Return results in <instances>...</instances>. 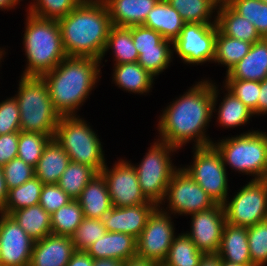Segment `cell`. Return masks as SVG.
<instances>
[{
    "instance_id": "cell-1",
    "label": "cell",
    "mask_w": 267,
    "mask_h": 266,
    "mask_svg": "<svg viewBox=\"0 0 267 266\" xmlns=\"http://www.w3.org/2000/svg\"><path fill=\"white\" fill-rule=\"evenodd\" d=\"M172 102L160 115L158 140L178 149L191 141L195 142L194 147L212 145L214 142L205 134L213 116L212 80L196 82Z\"/></svg>"
},
{
    "instance_id": "cell-2",
    "label": "cell",
    "mask_w": 267,
    "mask_h": 266,
    "mask_svg": "<svg viewBox=\"0 0 267 266\" xmlns=\"http://www.w3.org/2000/svg\"><path fill=\"white\" fill-rule=\"evenodd\" d=\"M57 21L67 56L90 57L101 61L113 26L103 0H83Z\"/></svg>"
},
{
    "instance_id": "cell-3",
    "label": "cell",
    "mask_w": 267,
    "mask_h": 266,
    "mask_svg": "<svg viewBox=\"0 0 267 266\" xmlns=\"http://www.w3.org/2000/svg\"><path fill=\"white\" fill-rule=\"evenodd\" d=\"M101 62L90 57L67 56L53 70L42 75L54 109L61 116L77 115L76 110L99 81Z\"/></svg>"
},
{
    "instance_id": "cell-4",
    "label": "cell",
    "mask_w": 267,
    "mask_h": 266,
    "mask_svg": "<svg viewBox=\"0 0 267 266\" xmlns=\"http://www.w3.org/2000/svg\"><path fill=\"white\" fill-rule=\"evenodd\" d=\"M23 38L27 66L22 76H42L67 57L57 20L27 12Z\"/></svg>"
},
{
    "instance_id": "cell-5",
    "label": "cell",
    "mask_w": 267,
    "mask_h": 266,
    "mask_svg": "<svg viewBox=\"0 0 267 266\" xmlns=\"http://www.w3.org/2000/svg\"><path fill=\"white\" fill-rule=\"evenodd\" d=\"M17 104L20 110V130L37 132L54 138L61 115L54 109L49 89L42 76H22Z\"/></svg>"
},
{
    "instance_id": "cell-6",
    "label": "cell",
    "mask_w": 267,
    "mask_h": 266,
    "mask_svg": "<svg viewBox=\"0 0 267 266\" xmlns=\"http://www.w3.org/2000/svg\"><path fill=\"white\" fill-rule=\"evenodd\" d=\"M222 156L225 166L253 180L267 179V133L249 131L213 143ZM227 164V165H226Z\"/></svg>"
},
{
    "instance_id": "cell-7",
    "label": "cell",
    "mask_w": 267,
    "mask_h": 266,
    "mask_svg": "<svg viewBox=\"0 0 267 266\" xmlns=\"http://www.w3.org/2000/svg\"><path fill=\"white\" fill-rule=\"evenodd\" d=\"M54 138L67 152L70 161L88 165L97 173L106 166L99 137L79 116H61Z\"/></svg>"
},
{
    "instance_id": "cell-8",
    "label": "cell",
    "mask_w": 267,
    "mask_h": 266,
    "mask_svg": "<svg viewBox=\"0 0 267 266\" xmlns=\"http://www.w3.org/2000/svg\"><path fill=\"white\" fill-rule=\"evenodd\" d=\"M177 150L178 148L157 139L141 163L133 165L142 193L156 206H160L164 201L170 179L179 169L174 167L171 160V154Z\"/></svg>"
},
{
    "instance_id": "cell-9",
    "label": "cell",
    "mask_w": 267,
    "mask_h": 266,
    "mask_svg": "<svg viewBox=\"0 0 267 266\" xmlns=\"http://www.w3.org/2000/svg\"><path fill=\"white\" fill-rule=\"evenodd\" d=\"M192 165L181 167L198 183L216 204L229 200L226 166L216 147L212 145L195 147ZM228 198V199H227Z\"/></svg>"
},
{
    "instance_id": "cell-10",
    "label": "cell",
    "mask_w": 267,
    "mask_h": 266,
    "mask_svg": "<svg viewBox=\"0 0 267 266\" xmlns=\"http://www.w3.org/2000/svg\"><path fill=\"white\" fill-rule=\"evenodd\" d=\"M223 204L226 222L251 227L267 219V179L250 180Z\"/></svg>"
},
{
    "instance_id": "cell-11",
    "label": "cell",
    "mask_w": 267,
    "mask_h": 266,
    "mask_svg": "<svg viewBox=\"0 0 267 266\" xmlns=\"http://www.w3.org/2000/svg\"><path fill=\"white\" fill-rule=\"evenodd\" d=\"M166 199L167 202H165ZM163 203H168V207L166 209L160 208L174 215H191L216 205L209 194L181 167L170 179L161 205H164Z\"/></svg>"
},
{
    "instance_id": "cell-12",
    "label": "cell",
    "mask_w": 267,
    "mask_h": 266,
    "mask_svg": "<svg viewBox=\"0 0 267 266\" xmlns=\"http://www.w3.org/2000/svg\"><path fill=\"white\" fill-rule=\"evenodd\" d=\"M170 216L171 214L163 211L160 206L153 210L137 238L136 256L162 265L176 236Z\"/></svg>"
},
{
    "instance_id": "cell-13",
    "label": "cell",
    "mask_w": 267,
    "mask_h": 266,
    "mask_svg": "<svg viewBox=\"0 0 267 266\" xmlns=\"http://www.w3.org/2000/svg\"><path fill=\"white\" fill-rule=\"evenodd\" d=\"M216 24L185 23L173 42V51L187 64L198 65L214 61Z\"/></svg>"
},
{
    "instance_id": "cell-14",
    "label": "cell",
    "mask_w": 267,
    "mask_h": 266,
    "mask_svg": "<svg viewBox=\"0 0 267 266\" xmlns=\"http://www.w3.org/2000/svg\"><path fill=\"white\" fill-rule=\"evenodd\" d=\"M119 160L109 169L106 165L101 173L105 177L107 189L113 207H128L139 204H154L149 202L141 191L136 169L133 163Z\"/></svg>"
},
{
    "instance_id": "cell-15",
    "label": "cell",
    "mask_w": 267,
    "mask_h": 266,
    "mask_svg": "<svg viewBox=\"0 0 267 266\" xmlns=\"http://www.w3.org/2000/svg\"><path fill=\"white\" fill-rule=\"evenodd\" d=\"M35 241L10 215L0 212L2 266H29Z\"/></svg>"
},
{
    "instance_id": "cell-16",
    "label": "cell",
    "mask_w": 267,
    "mask_h": 266,
    "mask_svg": "<svg viewBox=\"0 0 267 266\" xmlns=\"http://www.w3.org/2000/svg\"><path fill=\"white\" fill-rule=\"evenodd\" d=\"M190 232L186 235L203 254L219 251L223 227L226 223L224 206L216 204L210 209L191 214Z\"/></svg>"
},
{
    "instance_id": "cell-17",
    "label": "cell",
    "mask_w": 267,
    "mask_h": 266,
    "mask_svg": "<svg viewBox=\"0 0 267 266\" xmlns=\"http://www.w3.org/2000/svg\"><path fill=\"white\" fill-rule=\"evenodd\" d=\"M156 207L155 204L112 207L101 220L106 231L129 234L137 239Z\"/></svg>"
},
{
    "instance_id": "cell-18",
    "label": "cell",
    "mask_w": 267,
    "mask_h": 266,
    "mask_svg": "<svg viewBox=\"0 0 267 266\" xmlns=\"http://www.w3.org/2000/svg\"><path fill=\"white\" fill-rule=\"evenodd\" d=\"M75 251L70 236L49 234L35 241L29 266H67Z\"/></svg>"
},
{
    "instance_id": "cell-19",
    "label": "cell",
    "mask_w": 267,
    "mask_h": 266,
    "mask_svg": "<svg viewBox=\"0 0 267 266\" xmlns=\"http://www.w3.org/2000/svg\"><path fill=\"white\" fill-rule=\"evenodd\" d=\"M137 239L132 235L107 231L104 236L85 251L93 259H117L125 261L136 256Z\"/></svg>"
},
{
    "instance_id": "cell-20",
    "label": "cell",
    "mask_w": 267,
    "mask_h": 266,
    "mask_svg": "<svg viewBox=\"0 0 267 266\" xmlns=\"http://www.w3.org/2000/svg\"><path fill=\"white\" fill-rule=\"evenodd\" d=\"M267 77V38L253 43L247 55L227 73L226 79L263 81Z\"/></svg>"
},
{
    "instance_id": "cell-21",
    "label": "cell",
    "mask_w": 267,
    "mask_h": 266,
    "mask_svg": "<svg viewBox=\"0 0 267 266\" xmlns=\"http://www.w3.org/2000/svg\"><path fill=\"white\" fill-rule=\"evenodd\" d=\"M218 7L216 25L223 35L252 44L262 39L254 24L239 15L225 0H221Z\"/></svg>"
},
{
    "instance_id": "cell-22",
    "label": "cell",
    "mask_w": 267,
    "mask_h": 266,
    "mask_svg": "<svg viewBox=\"0 0 267 266\" xmlns=\"http://www.w3.org/2000/svg\"><path fill=\"white\" fill-rule=\"evenodd\" d=\"M76 200L86 218L101 220L113 207L105 177L101 172L95 174Z\"/></svg>"
},
{
    "instance_id": "cell-23",
    "label": "cell",
    "mask_w": 267,
    "mask_h": 266,
    "mask_svg": "<svg viewBox=\"0 0 267 266\" xmlns=\"http://www.w3.org/2000/svg\"><path fill=\"white\" fill-rule=\"evenodd\" d=\"M112 24L120 27L143 25L148 13L159 0H103Z\"/></svg>"
},
{
    "instance_id": "cell-24",
    "label": "cell",
    "mask_w": 267,
    "mask_h": 266,
    "mask_svg": "<svg viewBox=\"0 0 267 266\" xmlns=\"http://www.w3.org/2000/svg\"><path fill=\"white\" fill-rule=\"evenodd\" d=\"M221 260L240 265H253L248 246L247 227L225 223L217 253Z\"/></svg>"
},
{
    "instance_id": "cell-25",
    "label": "cell",
    "mask_w": 267,
    "mask_h": 266,
    "mask_svg": "<svg viewBox=\"0 0 267 266\" xmlns=\"http://www.w3.org/2000/svg\"><path fill=\"white\" fill-rule=\"evenodd\" d=\"M69 163L70 159L67 152L55 138H51L34 168L35 176L43 184H57Z\"/></svg>"
},
{
    "instance_id": "cell-26",
    "label": "cell",
    "mask_w": 267,
    "mask_h": 266,
    "mask_svg": "<svg viewBox=\"0 0 267 266\" xmlns=\"http://www.w3.org/2000/svg\"><path fill=\"white\" fill-rule=\"evenodd\" d=\"M185 22L167 0H159L148 13L144 26L160 33L172 42L179 36Z\"/></svg>"
},
{
    "instance_id": "cell-27",
    "label": "cell",
    "mask_w": 267,
    "mask_h": 266,
    "mask_svg": "<svg viewBox=\"0 0 267 266\" xmlns=\"http://www.w3.org/2000/svg\"><path fill=\"white\" fill-rule=\"evenodd\" d=\"M226 95L224 96L219 108L216 111L217 98L220 94L217 85L213 83V111L217 112V122L224 128H235L247 124L252 116L253 111L248 108L240 99L231 93L225 86Z\"/></svg>"
},
{
    "instance_id": "cell-28",
    "label": "cell",
    "mask_w": 267,
    "mask_h": 266,
    "mask_svg": "<svg viewBox=\"0 0 267 266\" xmlns=\"http://www.w3.org/2000/svg\"><path fill=\"white\" fill-rule=\"evenodd\" d=\"M114 83L126 92L143 94L150 92L153 80L156 79L138 62L114 64Z\"/></svg>"
},
{
    "instance_id": "cell-29",
    "label": "cell",
    "mask_w": 267,
    "mask_h": 266,
    "mask_svg": "<svg viewBox=\"0 0 267 266\" xmlns=\"http://www.w3.org/2000/svg\"><path fill=\"white\" fill-rule=\"evenodd\" d=\"M10 216L34 241L52 234L51 215L40 204L13 211Z\"/></svg>"
},
{
    "instance_id": "cell-30",
    "label": "cell",
    "mask_w": 267,
    "mask_h": 266,
    "mask_svg": "<svg viewBox=\"0 0 267 266\" xmlns=\"http://www.w3.org/2000/svg\"><path fill=\"white\" fill-rule=\"evenodd\" d=\"M109 49H113L112 51L115 57L114 64L138 62L139 53L134 46L132 38V26L120 27L113 25L110 30L101 60L104 58L105 53Z\"/></svg>"
},
{
    "instance_id": "cell-31",
    "label": "cell",
    "mask_w": 267,
    "mask_h": 266,
    "mask_svg": "<svg viewBox=\"0 0 267 266\" xmlns=\"http://www.w3.org/2000/svg\"><path fill=\"white\" fill-rule=\"evenodd\" d=\"M221 0H167L178 11L185 23L216 24L214 10L217 11Z\"/></svg>"
},
{
    "instance_id": "cell-32",
    "label": "cell",
    "mask_w": 267,
    "mask_h": 266,
    "mask_svg": "<svg viewBox=\"0 0 267 266\" xmlns=\"http://www.w3.org/2000/svg\"><path fill=\"white\" fill-rule=\"evenodd\" d=\"M252 43L223 35L217 28L214 61L226 66V73L250 51Z\"/></svg>"
},
{
    "instance_id": "cell-33",
    "label": "cell",
    "mask_w": 267,
    "mask_h": 266,
    "mask_svg": "<svg viewBox=\"0 0 267 266\" xmlns=\"http://www.w3.org/2000/svg\"><path fill=\"white\" fill-rule=\"evenodd\" d=\"M43 183L32 177L24 184L8 190V197L2 213L10 215L13 211L38 205Z\"/></svg>"
},
{
    "instance_id": "cell-34",
    "label": "cell",
    "mask_w": 267,
    "mask_h": 266,
    "mask_svg": "<svg viewBox=\"0 0 267 266\" xmlns=\"http://www.w3.org/2000/svg\"><path fill=\"white\" fill-rule=\"evenodd\" d=\"M203 253L185 233L174 237L161 266H198Z\"/></svg>"
},
{
    "instance_id": "cell-35",
    "label": "cell",
    "mask_w": 267,
    "mask_h": 266,
    "mask_svg": "<svg viewBox=\"0 0 267 266\" xmlns=\"http://www.w3.org/2000/svg\"><path fill=\"white\" fill-rule=\"evenodd\" d=\"M97 172L90 166L70 161L57 185L73 200H76Z\"/></svg>"
},
{
    "instance_id": "cell-36",
    "label": "cell",
    "mask_w": 267,
    "mask_h": 266,
    "mask_svg": "<svg viewBox=\"0 0 267 266\" xmlns=\"http://www.w3.org/2000/svg\"><path fill=\"white\" fill-rule=\"evenodd\" d=\"M84 219L83 210L77 200L51 214V232L55 235L72 236Z\"/></svg>"
},
{
    "instance_id": "cell-37",
    "label": "cell",
    "mask_w": 267,
    "mask_h": 266,
    "mask_svg": "<svg viewBox=\"0 0 267 266\" xmlns=\"http://www.w3.org/2000/svg\"><path fill=\"white\" fill-rule=\"evenodd\" d=\"M239 15L252 22L262 38H267V3L259 0H225Z\"/></svg>"
},
{
    "instance_id": "cell-38",
    "label": "cell",
    "mask_w": 267,
    "mask_h": 266,
    "mask_svg": "<svg viewBox=\"0 0 267 266\" xmlns=\"http://www.w3.org/2000/svg\"><path fill=\"white\" fill-rule=\"evenodd\" d=\"M50 139L46 134L20 131L17 157L35 168Z\"/></svg>"
},
{
    "instance_id": "cell-39",
    "label": "cell",
    "mask_w": 267,
    "mask_h": 266,
    "mask_svg": "<svg viewBox=\"0 0 267 266\" xmlns=\"http://www.w3.org/2000/svg\"><path fill=\"white\" fill-rule=\"evenodd\" d=\"M27 12L52 20H59L74 10L83 0H33Z\"/></svg>"
},
{
    "instance_id": "cell-40",
    "label": "cell",
    "mask_w": 267,
    "mask_h": 266,
    "mask_svg": "<svg viewBox=\"0 0 267 266\" xmlns=\"http://www.w3.org/2000/svg\"><path fill=\"white\" fill-rule=\"evenodd\" d=\"M171 45H157V49L140 50L138 63L156 77L168 68L172 61L173 50Z\"/></svg>"
},
{
    "instance_id": "cell-41",
    "label": "cell",
    "mask_w": 267,
    "mask_h": 266,
    "mask_svg": "<svg viewBox=\"0 0 267 266\" xmlns=\"http://www.w3.org/2000/svg\"><path fill=\"white\" fill-rule=\"evenodd\" d=\"M106 232L102 220L84 217L81 224L76 228L75 233L71 236L74 249L86 251Z\"/></svg>"
},
{
    "instance_id": "cell-42",
    "label": "cell",
    "mask_w": 267,
    "mask_h": 266,
    "mask_svg": "<svg viewBox=\"0 0 267 266\" xmlns=\"http://www.w3.org/2000/svg\"><path fill=\"white\" fill-rule=\"evenodd\" d=\"M248 246L253 266L267 263V219L247 227Z\"/></svg>"
},
{
    "instance_id": "cell-43",
    "label": "cell",
    "mask_w": 267,
    "mask_h": 266,
    "mask_svg": "<svg viewBox=\"0 0 267 266\" xmlns=\"http://www.w3.org/2000/svg\"><path fill=\"white\" fill-rule=\"evenodd\" d=\"M224 86L240 99L254 115H257V102L260 93V82L253 80L226 79Z\"/></svg>"
},
{
    "instance_id": "cell-44",
    "label": "cell",
    "mask_w": 267,
    "mask_h": 266,
    "mask_svg": "<svg viewBox=\"0 0 267 266\" xmlns=\"http://www.w3.org/2000/svg\"><path fill=\"white\" fill-rule=\"evenodd\" d=\"M2 168L8 190L24 184L35 176L34 167L19 157H15Z\"/></svg>"
},
{
    "instance_id": "cell-45",
    "label": "cell",
    "mask_w": 267,
    "mask_h": 266,
    "mask_svg": "<svg viewBox=\"0 0 267 266\" xmlns=\"http://www.w3.org/2000/svg\"><path fill=\"white\" fill-rule=\"evenodd\" d=\"M132 38L138 53L140 50L157 49V45H172L173 47L172 41L144 25L132 26Z\"/></svg>"
},
{
    "instance_id": "cell-46",
    "label": "cell",
    "mask_w": 267,
    "mask_h": 266,
    "mask_svg": "<svg viewBox=\"0 0 267 266\" xmlns=\"http://www.w3.org/2000/svg\"><path fill=\"white\" fill-rule=\"evenodd\" d=\"M20 110L15 97L0 102V135L20 132Z\"/></svg>"
},
{
    "instance_id": "cell-47",
    "label": "cell",
    "mask_w": 267,
    "mask_h": 266,
    "mask_svg": "<svg viewBox=\"0 0 267 266\" xmlns=\"http://www.w3.org/2000/svg\"><path fill=\"white\" fill-rule=\"evenodd\" d=\"M70 198L57 184H43L39 199L41 207L50 215L67 205Z\"/></svg>"
},
{
    "instance_id": "cell-48",
    "label": "cell",
    "mask_w": 267,
    "mask_h": 266,
    "mask_svg": "<svg viewBox=\"0 0 267 266\" xmlns=\"http://www.w3.org/2000/svg\"><path fill=\"white\" fill-rule=\"evenodd\" d=\"M19 132L0 135V167H3L18 154Z\"/></svg>"
},
{
    "instance_id": "cell-49",
    "label": "cell",
    "mask_w": 267,
    "mask_h": 266,
    "mask_svg": "<svg viewBox=\"0 0 267 266\" xmlns=\"http://www.w3.org/2000/svg\"><path fill=\"white\" fill-rule=\"evenodd\" d=\"M67 266H93V258L85 251H75Z\"/></svg>"
},
{
    "instance_id": "cell-50",
    "label": "cell",
    "mask_w": 267,
    "mask_h": 266,
    "mask_svg": "<svg viewBox=\"0 0 267 266\" xmlns=\"http://www.w3.org/2000/svg\"><path fill=\"white\" fill-rule=\"evenodd\" d=\"M267 114V77L260 82V93L257 102V115Z\"/></svg>"
},
{
    "instance_id": "cell-51",
    "label": "cell",
    "mask_w": 267,
    "mask_h": 266,
    "mask_svg": "<svg viewBox=\"0 0 267 266\" xmlns=\"http://www.w3.org/2000/svg\"><path fill=\"white\" fill-rule=\"evenodd\" d=\"M123 266H160L158 263L152 260H147L139 256L131 257L124 261Z\"/></svg>"
},
{
    "instance_id": "cell-52",
    "label": "cell",
    "mask_w": 267,
    "mask_h": 266,
    "mask_svg": "<svg viewBox=\"0 0 267 266\" xmlns=\"http://www.w3.org/2000/svg\"><path fill=\"white\" fill-rule=\"evenodd\" d=\"M198 266H221V258L216 254H203Z\"/></svg>"
},
{
    "instance_id": "cell-53",
    "label": "cell",
    "mask_w": 267,
    "mask_h": 266,
    "mask_svg": "<svg viewBox=\"0 0 267 266\" xmlns=\"http://www.w3.org/2000/svg\"><path fill=\"white\" fill-rule=\"evenodd\" d=\"M8 197V188L4 178L3 168L0 167V212L3 210Z\"/></svg>"
},
{
    "instance_id": "cell-54",
    "label": "cell",
    "mask_w": 267,
    "mask_h": 266,
    "mask_svg": "<svg viewBox=\"0 0 267 266\" xmlns=\"http://www.w3.org/2000/svg\"><path fill=\"white\" fill-rule=\"evenodd\" d=\"M124 261L111 259V258H103V259H93V266H123Z\"/></svg>"
},
{
    "instance_id": "cell-55",
    "label": "cell",
    "mask_w": 267,
    "mask_h": 266,
    "mask_svg": "<svg viewBox=\"0 0 267 266\" xmlns=\"http://www.w3.org/2000/svg\"><path fill=\"white\" fill-rule=\"evenodd\" d=\"M20 1L22 0H0V10H12L16 5L20 4Z\"/></svg>"
},
{
    "instance_id": "cell-56",
    "label": "cell",
    "mask_w": 267,
    "mask_h": 266,
    "mask_svg": "<svg viewBox=\"0 0 267 266\" xmlns=\"http://www.w3.org/2000/svg\"><path fill=\"white\" fill-rule=\"evenodd\" d=\"M221 266H253V265H240V264L231 263L228 261L221 260Z\"/></svg>"
},
{
    "instance_id": "cell-57",
    "label": "cell",
    "mask_w": 267,
    "mask_h": 266,
    "mask_svg": "<svg viewBox=\"0 0 267 266\" xmlns=\"http://www.w3.org/2000/svg\"><path fill=\"white\" fill-rule=\"evenodd\" d=\"M3 55L5 56V50L0 48V62H1L2 58H3L2 57Z\"/></svg>"
},
{
    "instance_id": "cell-58",
    "label": "cell",
    "mask_w": 267,
    "mask_h": 266,
    "mask_svg": "<svg viewBox=\"0 0 267 266\" xmlns=\"http://www.w3.org/2000/svg\"><path fill=\"white\" fill-rule=\"evenodd\" d=\"M259 1H262V2H264V3H267V0H259Z\"/></svg>"
}]
</instances>
